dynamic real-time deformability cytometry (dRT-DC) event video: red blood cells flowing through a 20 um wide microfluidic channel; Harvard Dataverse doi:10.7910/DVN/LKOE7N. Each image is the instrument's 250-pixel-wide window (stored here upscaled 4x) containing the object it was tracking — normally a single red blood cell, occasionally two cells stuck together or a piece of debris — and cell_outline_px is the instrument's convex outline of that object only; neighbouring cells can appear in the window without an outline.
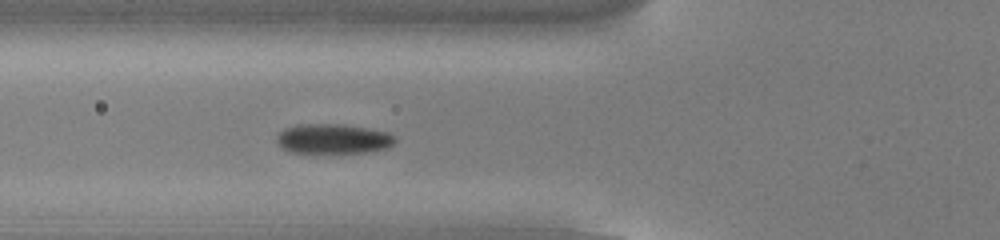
{"species": "common noctule bat (a hibernating species)", "species_latin": "Nyctalus noctula", "temperature_condition": "cold", "stored_images_in_passage": 17, "camera_frame_rate_fps": 3000, "um_per_image_px": 0.085, "animal": {"sex": "male", "body_mass_g": 13.0, "forearm_length_mm": 53.1}, "frame": {"image": 1, "passage_image": 8, "time_ms": 2.333, "image_size_px": [1000, 240], "cell_outline_px": [[396, 140], [388, 148], [372, 152], [288, 152], [276, 144], [276, 136], [284, 128], [296, 124], [344, 124], [368, 128], [388, 132], [396, 136]], "centroid_in_image_um": [28.31, 11.79], "position_along_channel_um": 97.5, "area_um2": 20.81}}
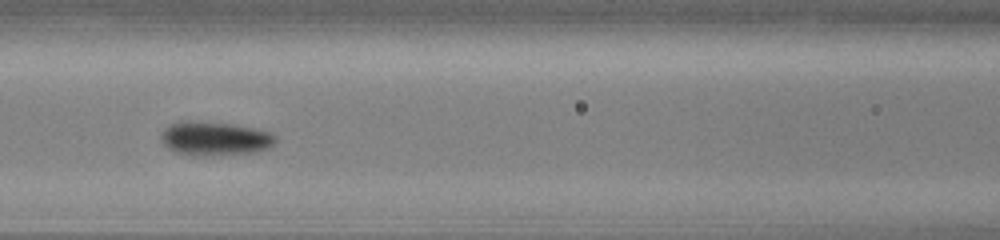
{"frame": {"image": 2, "passage_image": 12, "time_ms": 3.667, "image_size_px": [1000, 240], "cell_outline_px": [[276, 140], [268, 148], [256, 152], [212, 156], [200, 156], [176, 152], [168, 148], [160, 140], [160, 136], [164, 128], [172, 124], [192, 120], [232, 124], [252, 128], [268, 132], [276, 136]], "centroid_in_image_um": [18.24, 11.79], "position_along_channel_um": 148.4, "area_um2": 22.54}}
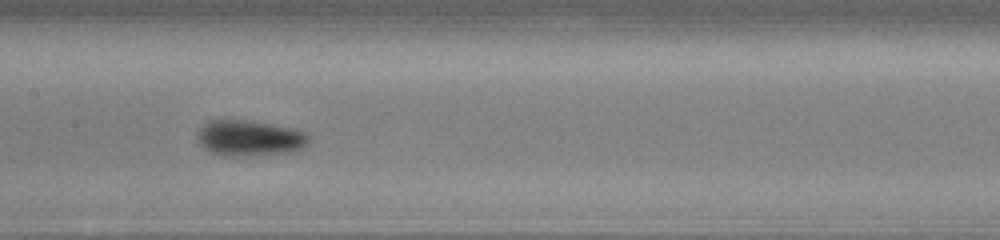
{"frame": {"image": 3, "passage_image": 15, "time_ms": 4.667, "image_size_px": [1000, 240], "cell_outline_px": [[308, 144], [300, 148], [288, 152], [244, 156], [220, 156], [204, 148], [200, 144], [196, 136], [200, 128], [208, 120], [252, 120], [296, 128], [304, 132], [308, 136]], "centroid_in_image_um": [21.19, 11.72], "position_along_channel_um": 186.2, "area_um2": 23.35}}